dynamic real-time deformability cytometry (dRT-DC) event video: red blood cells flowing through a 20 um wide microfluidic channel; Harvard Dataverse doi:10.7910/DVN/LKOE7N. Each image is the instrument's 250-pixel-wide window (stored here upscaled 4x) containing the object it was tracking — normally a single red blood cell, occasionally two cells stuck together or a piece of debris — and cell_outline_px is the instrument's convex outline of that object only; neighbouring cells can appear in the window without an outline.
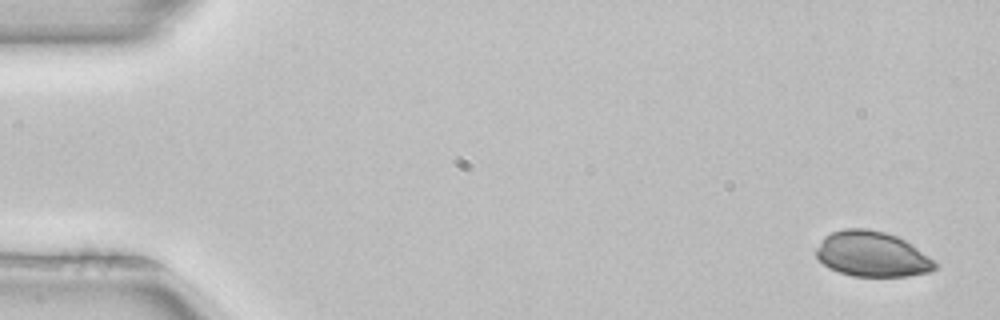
{"species": "common noctule bat (a hibernating species)", "species_latin": "Nyctalus noctula", "temperature_condition": "room temperature", "stored_images_in_passage": 4, "camera_frame_rate_fps": 3000, "um_per_image_px": 0.085, "animal": {"sex": "female", "body_mass_g": 22.7, "forearm_length_mm": 54.2}, "frame": {"image": 1, "passage_image": 1, "time_ms": 0.0, "image_size_px": [1000, 320], "cell_outline_px": [[936, 268], [932, 272], [908, 276], [852, 276], [828, 268], [816, 256], [816, 248], [824, 236], [832, 232], [844, 228], [864, 228], [884, 232], [896, 236], [912, 244], [936, 260]], "centroid_in_image_um": [74.15, 21.6], "position_along_channel_um": 10.9, "area_um2": 31.5}}
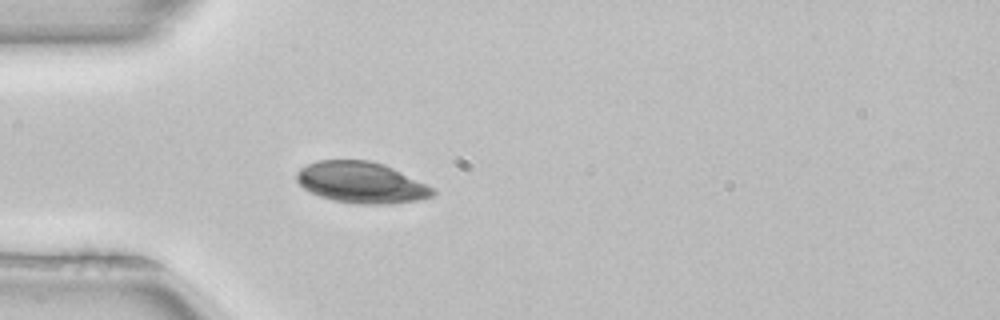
{"frame": {"image": 2, "passage_image": 4, "time_ms": 1.0, "image_size_px": [1000, 320], "cell_outline_px": [[436, 192], [432, 196], [416, 200], [388, 204], [356, 204], [332, 200], [320, 196], [304, 188], [296, 180], [296, 172], [300, 168], [316, 160], [368, 160], [384, 164], [436, 188]], "centroid_in_image_um": [30.71, 15.51], "position_along_channel_um": 54.3, "area_um2": 32.71}}